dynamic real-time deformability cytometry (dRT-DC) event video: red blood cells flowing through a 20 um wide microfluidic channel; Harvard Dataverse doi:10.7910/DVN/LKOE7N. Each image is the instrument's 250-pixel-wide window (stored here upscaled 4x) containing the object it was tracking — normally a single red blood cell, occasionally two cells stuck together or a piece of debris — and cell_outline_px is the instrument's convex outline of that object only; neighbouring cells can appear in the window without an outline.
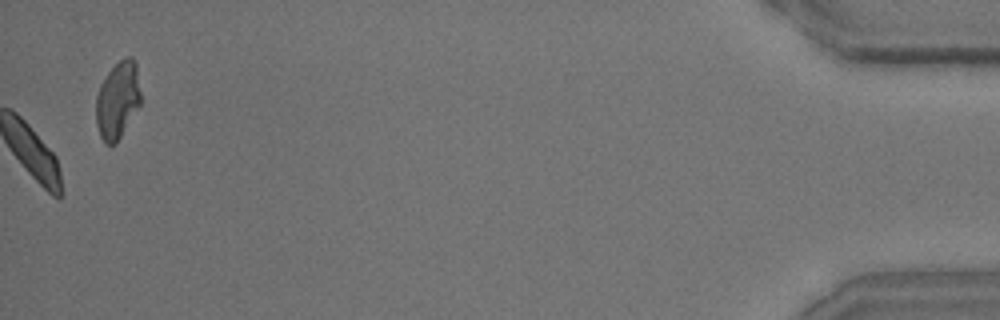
{"species": "common noctule bat (a hibernating species)", "species_latin": "Nyctalus noctula", "temperature_condition": "room temperature", "stored_images_in_passage": 50, "camera_frame_rate_fps": 3000, "um_per_image_px": 0.085, "animal": {"sex": "male", "body_mass_g": 15.6}, "frame": {"image": 1, "passage_image": 50, "time_ms": 16.333, "image_size_px": [1000, 320], "cell_outline_px": [[140, 104], [116, 144], [104, 144], [100, 136], [96, 124], [96, 96], [100, 84], [104, 76], [120, 60], [128, 56], [132, 56], [136, 64], [140, 92]], "centroid_in_image_um": [9.98, 8.52], "position_along_channel_um": 425.2, "area_um2": 20.06}, "authors_computed_cell_mechanics": {"area_um2": 20.0566, "velocity_mm_per_s": 3.9425, "shape_relaxation_time_tau1_ms": 5.9831, "shape_relaxation_time_tau2_ms": 5.9331, "deformation_change_tau1": 0.1319, "deformation_change_tau2": 0.0844}}